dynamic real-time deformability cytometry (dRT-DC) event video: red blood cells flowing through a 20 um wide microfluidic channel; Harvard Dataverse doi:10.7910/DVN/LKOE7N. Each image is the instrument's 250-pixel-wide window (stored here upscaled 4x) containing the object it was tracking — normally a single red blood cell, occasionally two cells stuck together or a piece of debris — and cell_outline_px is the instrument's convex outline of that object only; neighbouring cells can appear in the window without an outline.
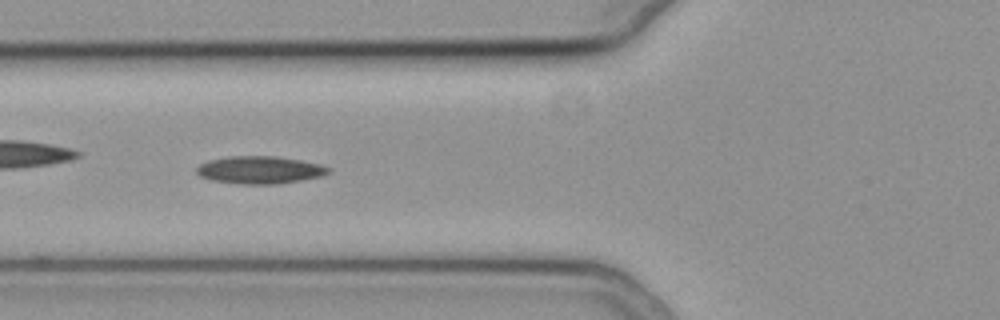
{"species": "common noctule bat (a hibernating species)", "species_latin": "Nyctalus noctula", "temperature_condition": "cold", "stored_images_in_passage": 41, "camera_frame_rate_fps": 3000, "um_per_image_px": 0.085, "animal": {"sex": "female", "body_mass_g": 19.3, "forearm_length_mm": 54.1}, "frame": {"image": 1, "passage_image": 7, "time_ms": 2.0, "image_size_px": [1000, 320], "cell_outline_px": [[332, 172], [320, 176], [300, 180], [276, 184], [244, 184], [212, 180], [200, 176], [196, 172], [196, 168], [200, 164], [208, 160], [228, 156], [276, 156], [300, 160], [320, 164], [328, 168]], "centroid_in_image_um": [22.06, 14.43], "position_along_channel_um": 103.7, "area_um2": 21.04}}
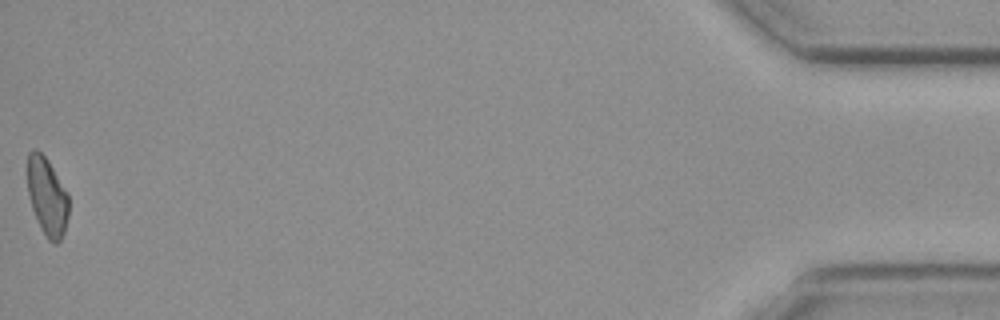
{"frame": {"image": 2, "passage_image": 41, "time_ms": 13.333, "image_size_px": [1000, 320], "cell_outline_px": [[68, 216], [64, 232], [60, 240], [56, 244], [48, 240], [44, 236], [40, 228], [32, 208], [28, 192], [28, 152], [32, 148], [36, 148], [48, 160], [68, 192]], "centroid_in_image_um": [4.01, 16.71], "position_along_channel_um": 431.2, "area_um2": 18.84}}